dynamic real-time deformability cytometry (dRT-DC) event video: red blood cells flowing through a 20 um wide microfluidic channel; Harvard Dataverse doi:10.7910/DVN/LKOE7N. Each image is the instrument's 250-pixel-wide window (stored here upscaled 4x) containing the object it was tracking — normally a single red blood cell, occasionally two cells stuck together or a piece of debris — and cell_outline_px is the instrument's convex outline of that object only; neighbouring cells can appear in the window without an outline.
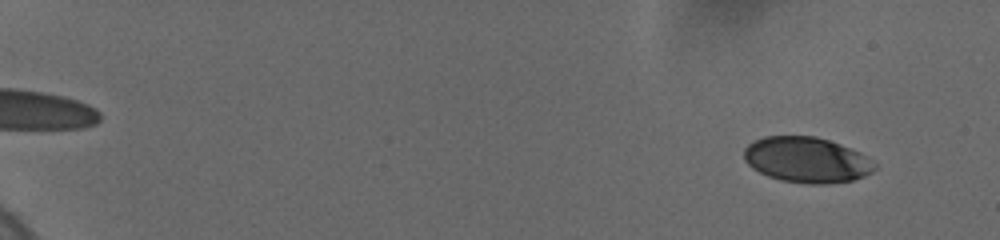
{"species": "human", "species_latin": "Homo sapiens", "temperature_condition": "cold", "stored_images_in_passage": 48, "camera_frame_rate_fps": 3000, "um_per_image_px": 0.085, "donor": {"sex": "female"}, "frame": {"image": 1, "passage_image": 6, "time_ms": 1.333, "image_size_px": [1000, 240], "cell_outline_px": [[876, 168], [872, 172], [864, 176], [852, 180], [828, 184], [808, 184], [780, 180], [768, 176], [752, 168], [744, 160], [744, 148], [748, 144], [764, 136], [816, 136], [840, 144], [860, 152], [872, 160], [876, 164]], "centroid_in_image_um": [68.57, 13.59], "position_along_channel_um": 16.4, "area_um2": 34.8}}
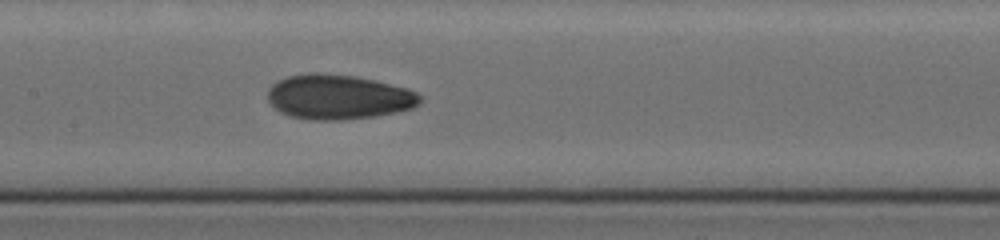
{"frame": {"image": 2, "passage_image": 28, "time_ms": 10.667, "image_size_px": [1000, 240], "cell_outline_px": [[420, 104], [412, 108], [372, 116], [340, 120], [312, 120], [292, 116], [280, 112], [268, 100], [268, 88], [276, 80], [288, 76], [312, 72], [316, 72], [356, 76], [408, 88], [416, 92], [420, 96]], "centroid_in_image_um": [28.73, 8.22], "position_along_channel_um": 178.7, "area_um2": 39.54}}
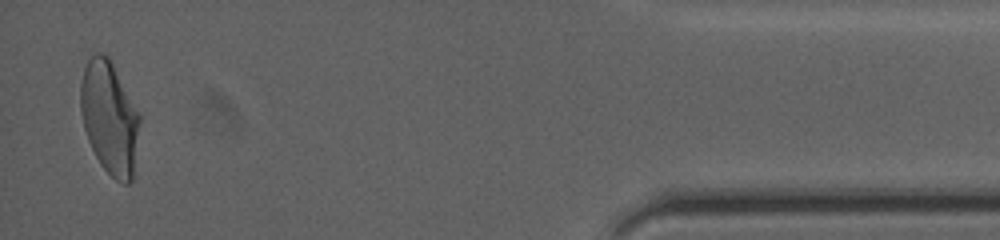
{"frame": {"image": 3, "passage_image": 48, "time_ms": 19.0, "image_size_px": [1000, 240], "cell_outline_px": [[140, 120], [132, 180], [128, 184], [124, 184], [116, 180], [100, 164], [88, 140], [84, 128], [80, 112], [80, 84], [84, 68], [88, 60], [96, 52], [104, 52], [108, 56], [140, 112]], "centroid_in_image_um": [9.3, 9.98], "position_along_channel_um": 425.9, "area_um2": 38.9}, "authors_computed_cell_mechanics": {"area_um2": 37.0498, "velocity_mm_per_s": 3.6849, "shape_relaxation_time_tau1_ms": 5.8521, "shape_relaxation_time_tau2_ms": 2.1056, "deformation_change_tau1": 0.1766, "deformation_change_tau2": 0.0656}}